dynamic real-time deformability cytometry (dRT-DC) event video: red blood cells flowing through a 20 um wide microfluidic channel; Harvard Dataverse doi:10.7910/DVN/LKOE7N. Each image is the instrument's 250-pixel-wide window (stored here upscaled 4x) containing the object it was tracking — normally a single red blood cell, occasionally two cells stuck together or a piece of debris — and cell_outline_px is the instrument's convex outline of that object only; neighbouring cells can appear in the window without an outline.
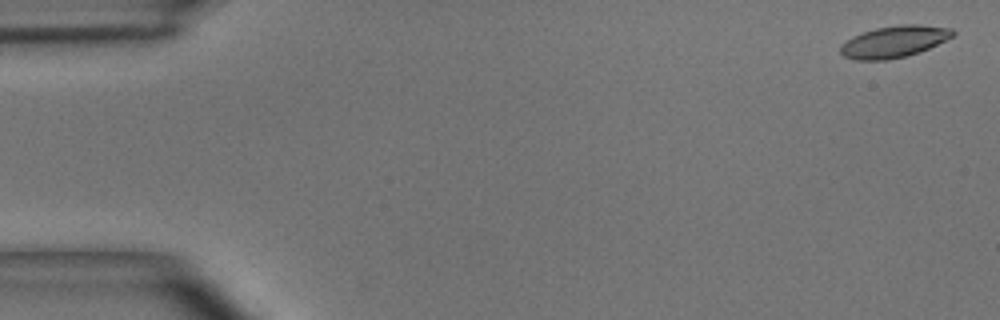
{"species": "common noctule bat (a hibernating species)", "species_latin": "Nyctalus noctula", "temperature_condition": "room temperature", "stored_images_in_passage": 4, "camera_frame_rate_fps": 3000, "um_per_image_px": 0.085, "animal": {"sex": "male", "body_mass_g": 15.6}, "frame": {"image": 1, "passage_image": 1, "time_ms": 0.0, "image_size_px": [1000, 320], "cell_outline_px": [[956, 32], [952, 36], [920, 52], [888, 60], [856, 60], [844, 56], [840, 52], [840, 44], [852, 36], [876, 28], [900, 24], [916, 24], [952, 28]], "centroid_in_image_um": [75.97, 3.54], "position_along_channel_um": 9.0, "area_um2": 20.63}}
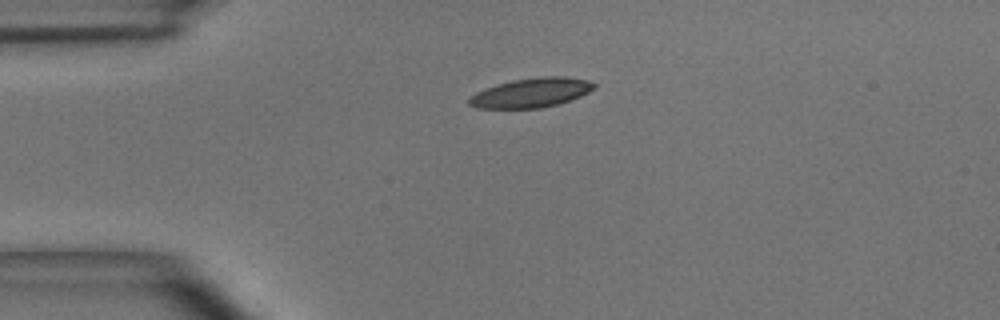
{"frame": {"image": 2, "passage_image": 3, "time_ms": 0.667, "image_size_px": [1000, 320], "cell_outline_px": [[596, 88], [580, 96], [560, 104], [540, 108], [476, 108], [468, 104], [468, 100], [476, 92], [496, 84], [512, 80], [540, 76], [564, 76], [588, 80], [596, 84]], "centroid_in_image_um": [45.17, 7.88], "position_along_channel_um": 39.8, "area_um2": 21.5}}